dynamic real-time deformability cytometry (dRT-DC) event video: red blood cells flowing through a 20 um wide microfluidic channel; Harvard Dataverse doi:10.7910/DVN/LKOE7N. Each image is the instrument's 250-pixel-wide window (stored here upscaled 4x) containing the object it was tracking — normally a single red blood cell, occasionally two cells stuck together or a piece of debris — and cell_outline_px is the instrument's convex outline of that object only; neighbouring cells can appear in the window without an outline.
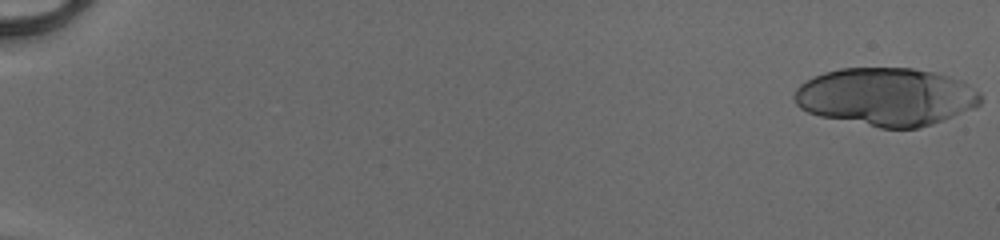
{"species": "human", "species_latin": "Homo sapiens", "temperature_condition": "cold", "stored_images_in_passage": 22, "camera_frame_rate_fps": 3000, "um_per_image_px": 0.085, "donor": {"sex": "male"}, "frame": {"image": 1, "passage_image": 1, "time_ms": 0.0, "image_size_px": [1000, 240], "cell_outline_px": [[980, 104], [976, 108], [932, 124], [920, 128], [880, 128], [820, 116], [808, 112], [800, 108], [796, 104], [792, 96], [796, 88], [800, 84], [824, 72], [840, 68], [912, 68], [932, 72], [948, 76], [960, 80], [980, 92]], "centroid_in_image_um": [75.32, 8.23], "position_along_channel_um": 9.7, "area_um2": 62.94}}
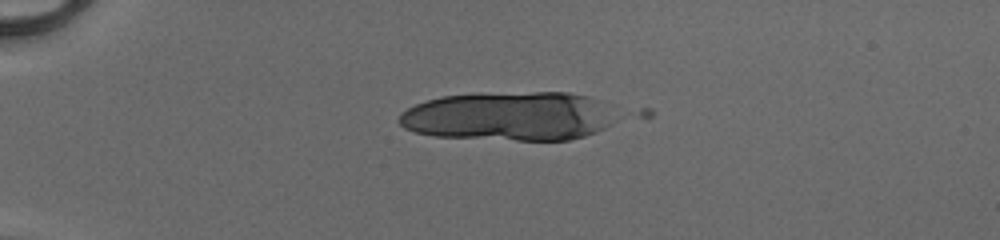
{"frame": {"image": 2, "passage_image": 14, "time_ms": 4.333, "image_size_px": [1000, 240], "cell_outline_px": [[608, 124], [604, 128], [584, 136], [568, 140], [516, 140], [436, 136], [416, 132], [404, 128], [396, 120], [400, 112], [416, 104], [440, 96], [480, 92], [568, 92], [588, 96]], "centroid_in_image_um": [42.98, 9.87], "position_along_channel_um": 42.0, "area_um2": 60.52}}